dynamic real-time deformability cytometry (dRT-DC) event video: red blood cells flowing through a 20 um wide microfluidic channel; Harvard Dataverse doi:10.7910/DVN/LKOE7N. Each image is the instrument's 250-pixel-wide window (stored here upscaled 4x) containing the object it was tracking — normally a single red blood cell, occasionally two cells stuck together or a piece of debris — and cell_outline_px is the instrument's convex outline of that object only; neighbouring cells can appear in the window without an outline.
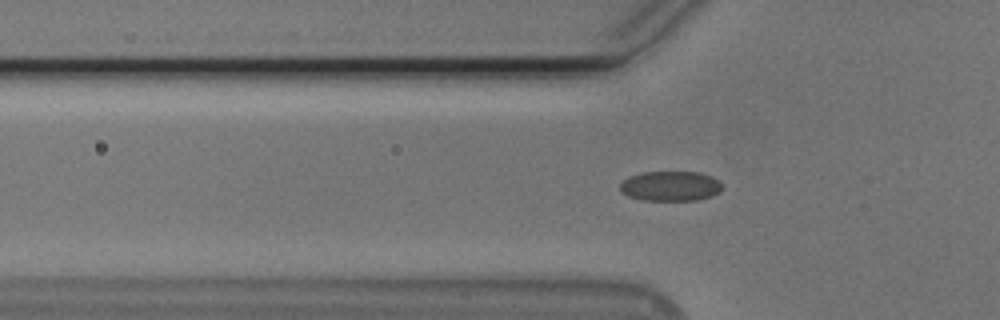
{"species": "Egyptian fruit bat (a non-hibernating species)", "species_latin": "Rousettus aegyptiacus", "temperature_condition": "cold", "stored_images_in_passage": 48, "camera_frame_rate_fps": 3000, "um_per_image_px": 0.085, "animal": {"sex": "male"}, "frame": {"image": 1, "passage_image": 10, "time_ms": 3.0, "image_size_px": [1000, 320], "cell_outline_px": [[720, 192], [712, 196], [696, 200], [640, 200], [628, 196], [620, 192], [620, 184], [628, 176], [644, 172], [700, 172], [712, 176], [720, 184]], "centroid_in_image_um": [56.95, 15.82], "position_along_channel_um": 68.8, "area_um2": 17.8}}
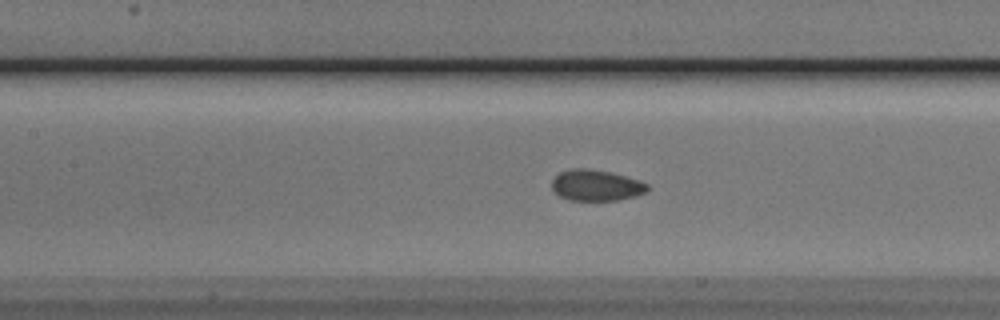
{"frame": {"image": 2, "passage_image": 17, "time_ms": 5.333, "image_size_px": [1000, 320], "cell_outline_px": [[648, 192], [616, 200], [568, 200], [552, 192], [552, 180], [560, 172], [576, 168], [584, 168], [608, 172], [640, 180], [648, 184]], "centroid_in_image_um": [50.65, 15.76], "position_along_channel_um": 156.8, "area_um2": 17.11}}
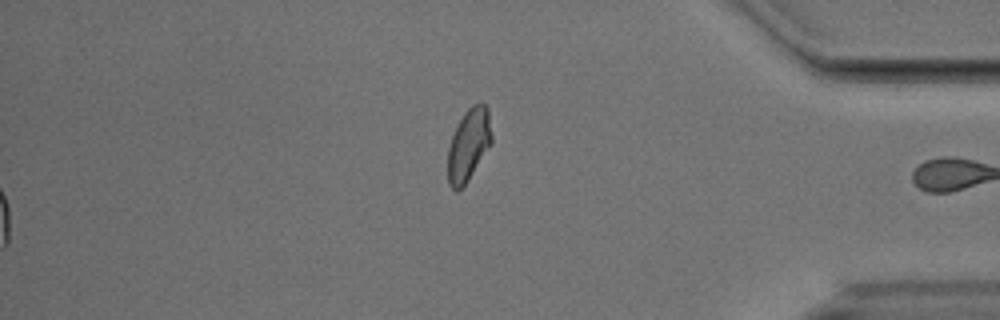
{"frame": {"image": 3, "passage_image": 48, "time_ms": 15.667, "image_size_px": [1000, 320], "cell_outline_px": [[492, 144], [468, 180], [456, 192], [448, 184], [448, 148], [452, 136], [464, 112], [472, 104], [480, 100], [488, 108], [492, 136]], "centroid_in_image_um": [39.85, 12.28], "position_along_channel_um": 395.3, "area_um2": 18.55}, "authors_computed_cell_mechanics": {"area_um2": 17.7446, "velocity_mm_per_s": 3.7577, "shape_relaxation_time_tau1_ms": 5.9075, "shape_relaxation_time_tau2_ms": null, "deformation_change_tau1": 0.1066, "deformation_change_tau2": null}}